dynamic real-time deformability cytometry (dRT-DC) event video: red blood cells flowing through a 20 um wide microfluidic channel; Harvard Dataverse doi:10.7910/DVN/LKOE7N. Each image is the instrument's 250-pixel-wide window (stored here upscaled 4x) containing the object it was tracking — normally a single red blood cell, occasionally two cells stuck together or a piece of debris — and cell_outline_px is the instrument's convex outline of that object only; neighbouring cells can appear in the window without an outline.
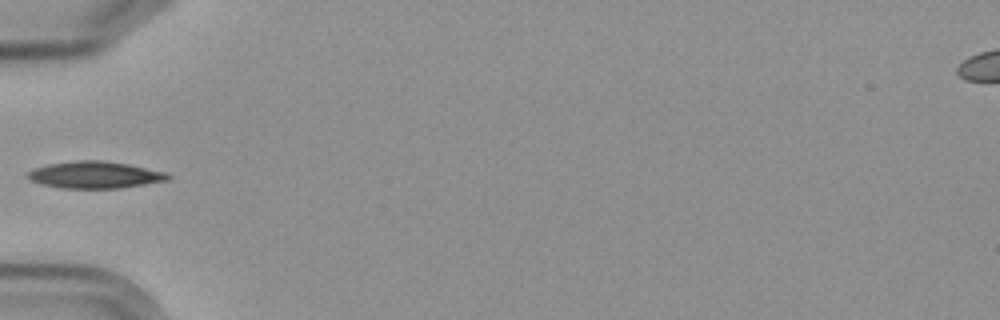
{"species": "Egyptian fruit bat (a non-hibernating species)", "species_latin": "Rousettus aegyptiacus", "temperature_condition": "cold", "stored_images_in_passage": 9, "camera_frame_rate_fps": 3000, "um_per_image_px": 0.085, "frame": {"image": 1, "passage_image": 6, "time_ms": 6.0, "image_size_px": [1000, 320], "cell_outline_px": [[172, 176], [168, 180], [120, 188], [60, 188], [40, 184], [32, 180], [28, 176], [28, 172], [36, 168], [52, 164], [76, 160], [100, 160], [128, 164], [168, 172]], "centroid_in_image_um": [8.12, 14.86], "position_along_channel_um": 76.9, "area_um2": 21.79}}
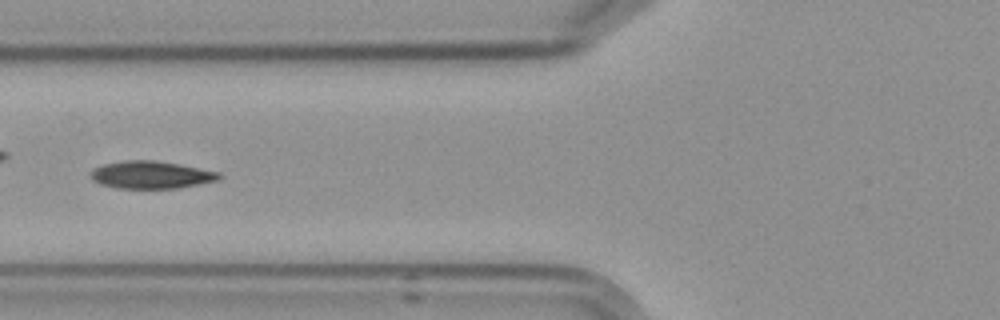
{"frame": {"image": 2, "passage_image": 7, "time_ms": 7.0, "image_size_px": [1000, 320], "cell_outline_px": [[224, 176], [220, 180], [180, 188], [116, 188], [100, 184], [92, 180], [92, 172], [96, 168], [104, 164], [128, 160], [152, 160], [176, 164], [220, 172]], "centroid_in_image_um": [12.9, 14.87], "position_along_channel_um": 112.9, "area_um2": 20.4}}
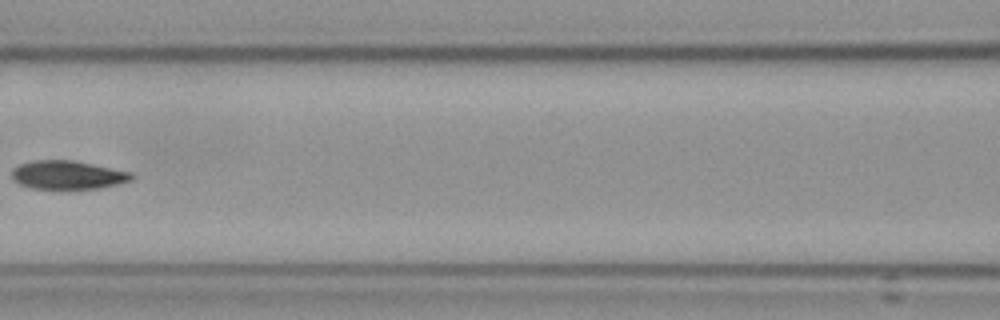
{"frame": {"image": 3, "passage_image": 8, "time_ms": 8.333, "image_size_px": [1000, 320], "cell_outline_px": [[136, 176], [132, 180], [100, 188], [32, 188], [20, 184], [12, 176], [12, 168], [20, 164], [32, 160], [72, 160], [132, 172]], "centroid_in_image_um": [5.77, 14.85], "position_along_channel_um": 160.8, "area_um2": 19.71}}